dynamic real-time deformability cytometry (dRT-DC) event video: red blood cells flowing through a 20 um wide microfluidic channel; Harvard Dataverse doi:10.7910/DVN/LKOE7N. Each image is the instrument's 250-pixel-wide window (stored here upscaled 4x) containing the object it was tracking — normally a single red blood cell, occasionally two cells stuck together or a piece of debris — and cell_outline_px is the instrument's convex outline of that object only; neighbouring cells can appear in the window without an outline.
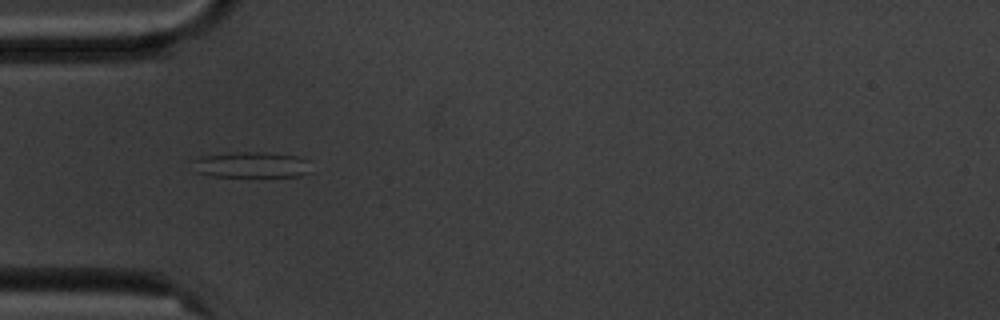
{"species": "common noctule bat (a hibernating species)", "species_latin": "Nyctalus noctula", "temperature_condition": "cold", "stored_images_in_passage": 11, "camera_frame_rate_fps": 3000, "um_per_image_px": 0.085, "animal": {"sex": "male", "body_mass_g": 20.1, "forearm_length_mm": 53.5}, "frame": {"image": 1, "passage_image": 1, "time_ms": 0.0, "image_size_px": [1000, 320], "cell_outline_px": [[312, 172], [300, 176], [212, 176], [196, 172], [188, 160], [200, 156], [236, 152], [264, 152], [300, 156], [308, 160]], "centroid_in_image_um": [21.35, 14.0], "position_along_channel_um": 63.7, "area_um2": 18.21}}
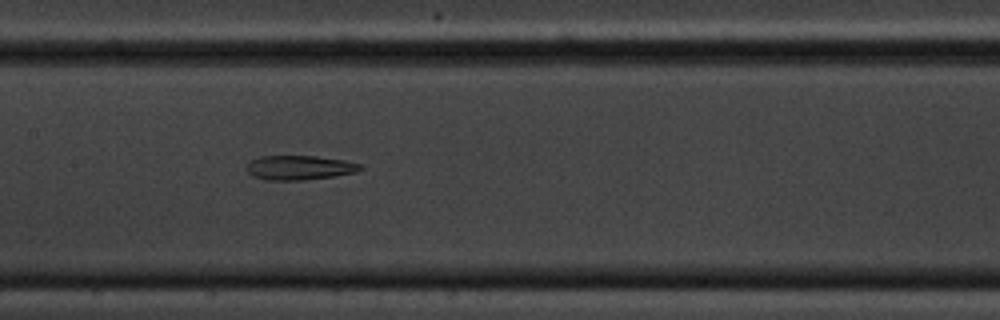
{"frame": {"image": 2, "passage_image": 4, "time_ms": 3.333, "image_size_px": [1000, 320], "cell_outline_px": [[364, 168], [356, 172], [332, 176], [304, 180], [264, 180], [252, 176], [248, 172], [248, 164], [252, 160], [260, 156], [316, 156], [344, 160], [360, 164]], "centroid_in_image_um": [25.45, 14.25], "position_along_channel_um": 181.9, "area_um2": 16.07}}
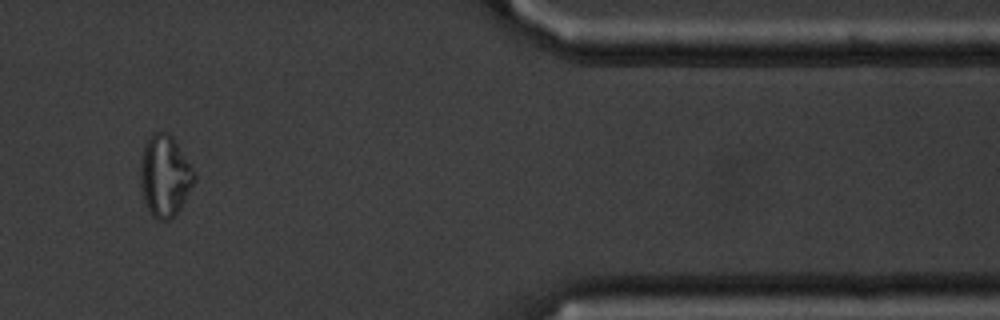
{"frame": {"image": 3, "passage_image": 9, "time_ms": 10.333, "image_size_px": [1000, 320], "cell_outline_px": [[196, 180], [180, 208], [168, 220], [156, 220], [152, 216], [144, 204], [140, 184], [140, 168], [144, 148], [152, 132], [168, 132], [176, 140], [196, 176]], "centroid_in_image_um": [14.0, 14.96], "position_along_channel_um": 397.4, "area_um2": 25.49}, "authors_computed_cell_mechanics": {"area_um2": 16.8776, "velocity_mm_per_s": 3.5617, "shape_relaxation_time_tau1_ms": null, "shape_relaxation_time_tau2_ms": 4.076, "deformation_change_tau1": null, "deformation_change_tau2": 0.156}}